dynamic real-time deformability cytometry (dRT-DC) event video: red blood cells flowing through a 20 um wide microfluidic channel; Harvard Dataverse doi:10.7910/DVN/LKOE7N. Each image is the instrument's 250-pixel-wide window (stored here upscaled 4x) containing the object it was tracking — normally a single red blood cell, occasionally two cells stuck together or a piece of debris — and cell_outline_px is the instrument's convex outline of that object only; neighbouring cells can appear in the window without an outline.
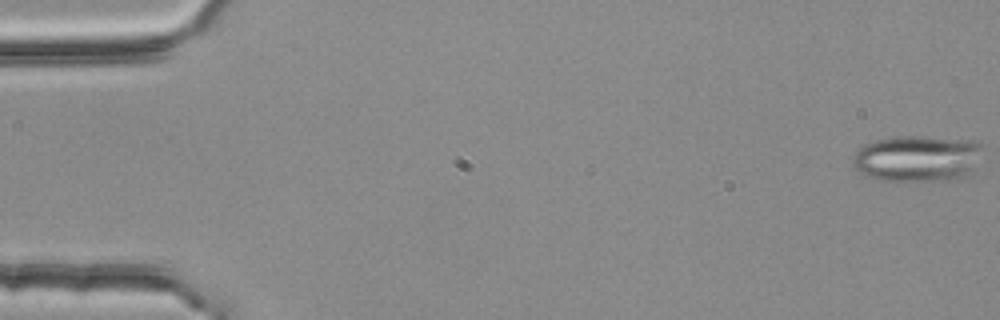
{"species": "common noctule bat (a hibernating species)", "species_latin": "Nyctalus noctula", "temperature_condition": "room temperature", "stored_images_in_passage": 55, "camera_frame_rate_fps": 3000, "um_per_image_px": 0.085, "animal": {"sex": "female", "body_mass_g": 25.1}, "frame": {"image": 1, "passage_image": 1, "time_ms": 0.0, "image_size_px": [1000, 320], "cell_outline_px": [[984, 144], [968, 176], [948, 180], [876, 180], [860, 172], [852, 164], [852, 160], [856, 152], [864, 144], [876, 140], [900, 136], [920, 136], [972, 140]], "centroid_in_image_um": [77.96, 13.46], "position_along_channel_um": 7.0, "area_um2": 34.8}}
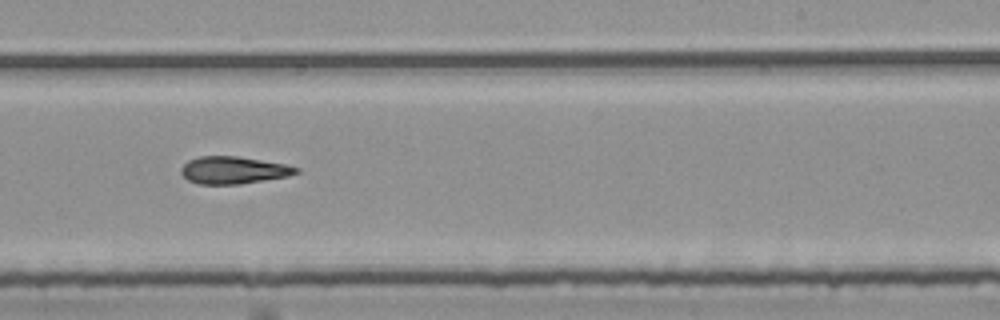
{"frame": {"image": 2, "passage_image": 34, "time_ms": 11.0, "image_size_px": [1000, 320], "cell_outline_px": [[300, 172], [288, 176], [240, 184], [200, 184], [188, 180], [180, 172], [180, 168], [188, 160], [200, 156], [236, 156], [284, 164], [300, 168]], "centroid_in_image_um": [19.83, 14.46], "position_along_channel_um": 269.2, "area_um2": 18.21}}
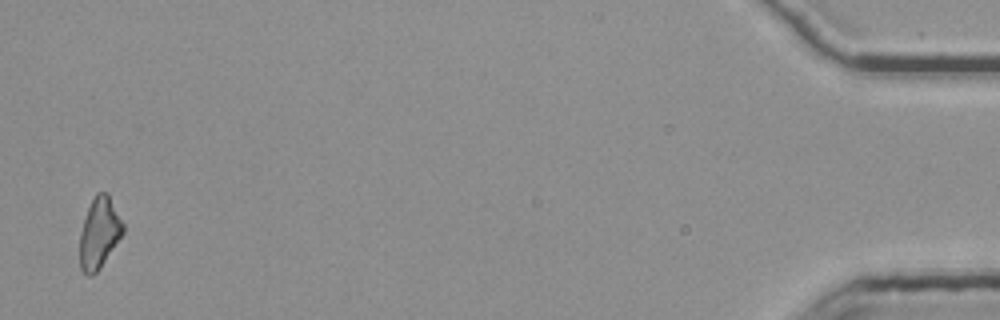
{"frame": {"image": 3, "passage_image": 54, "time_ms": 17.667, "image_size_px": [1000, 320], "cell_outline_px": [[124, 232], [100, 268], [92, 276], [88, 276], [80, 268], [80, 232], [88, 208], [96, 192], [108, 192], [124, 224]], "centroid_in_image_um": [8.44, 19.79], "position_along_channel_um": 426.8, "area_um2": 17.8}, "authors_computed_cell_mechanics": {"area_um2": 18.8428, "velocity_mm_per_s": 3.7808, "shape_relaxation_time_tau1_ms": null, "shape_relaxation_time_tau2_ms": 7.8037, "deformation_change_tau1": null, "deformation_change_tau2": 0.2062}}